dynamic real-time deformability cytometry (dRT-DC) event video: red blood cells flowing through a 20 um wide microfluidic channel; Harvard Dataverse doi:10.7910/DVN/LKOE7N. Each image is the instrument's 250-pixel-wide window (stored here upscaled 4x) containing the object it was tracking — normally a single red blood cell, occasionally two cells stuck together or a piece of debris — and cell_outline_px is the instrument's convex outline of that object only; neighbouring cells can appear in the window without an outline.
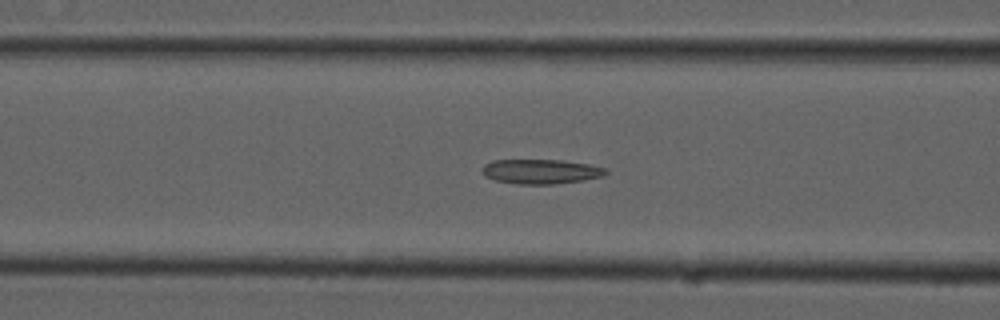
{"species": "common noctule bat (a hibernating species)", "species_latin": "Nyctalus noctula", "temperature_condition": "cold", "stored_images_in_passage": 56, "camera_frame_rate_fps": 3000, "um_per_image_px": 0.085, "animal": {"sex": "male", "forearm_length_mm": 52.5}, "frame": {"image": 1, "passage_image": 22, "time_ms": 7.0, "image_size_px": [1000, 320], "cell_outline_px": [[608, 172], [604, 176], [556, 184], [516, 184], [496, 180], [484, 176], [484, 164], [492, 160], [564, 160], [588, 164], [604, 168]], "centroid_in_image_um": [45.97, 14.57], "position_along_channel_um": 120.6, "area_um2": 17.57}}
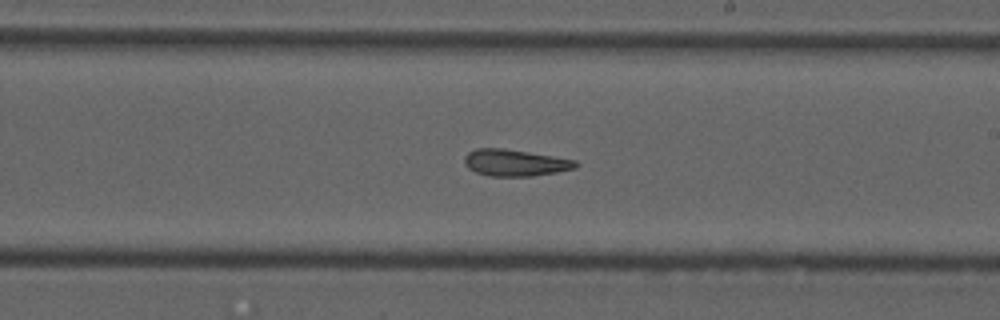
{"frame": {"image": 2, "passage_image": 32, "time_ms": 10.333, "image_size_px": [1000, 320], "cell_outline_px": [[580, 164], [576, 168], [556, 172], [532, 176], [488, 176], [476, 172], [468, 168], [464, 164], [464, 156], [468, 152], [476, 148], [504, 148], [576, 160]], "centroid_in_image_um": [43.76, 13.83], "position_along_channel_um": 245.2, "area_um2": 17.34}}
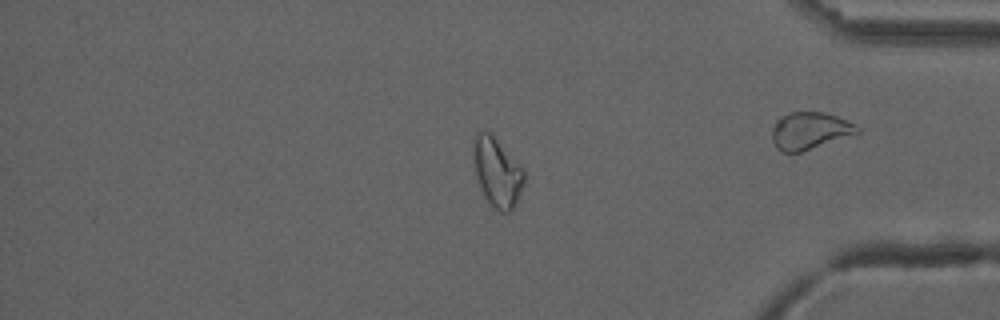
{"frame": {"image": 3, "passage_image": 46, "time_ms": 15.0, "image_size_px": [1000, 320], "cell_outline_px": [[524, 184], [512, 208], [508, 212], [500, 212], [492, 208], [484, 196], [480, 188], [476, 176], [472, 144], [472, 140], [480, 128], [488, 132], [524, 168]], "centroid_in_image_um": [42.22, 14.63], "position_along_channel_um": 393.0, "area_um2": 20.29}, "authors_computed_cell_mechanics": {"area_um2": 19.6231, "velocity_mm_per_s": 3.7384, "shape_relaxation_time_tau1_ms": null, "shape_relaxation_time_tau2_ms": 7.8528, "deformation_change_tau1": null, "deformation_change_tau2": 0.1497}}